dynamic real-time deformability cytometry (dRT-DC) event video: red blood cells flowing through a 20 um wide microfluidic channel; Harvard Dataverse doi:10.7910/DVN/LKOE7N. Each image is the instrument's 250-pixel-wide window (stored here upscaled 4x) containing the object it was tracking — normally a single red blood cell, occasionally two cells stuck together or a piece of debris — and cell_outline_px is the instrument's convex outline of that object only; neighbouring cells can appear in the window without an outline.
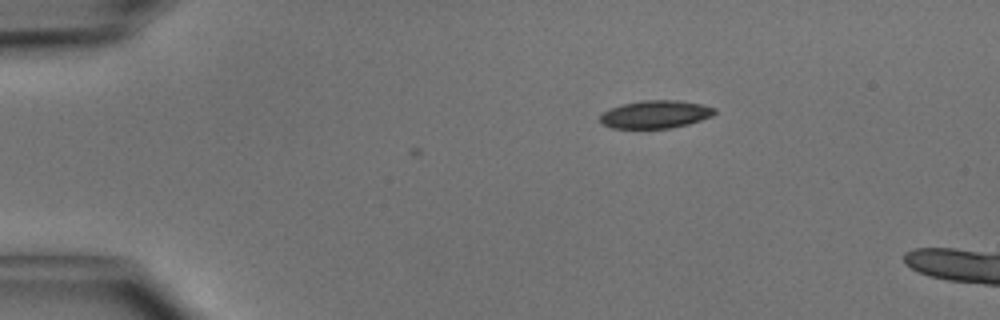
{"species": "common noctule bat (a hibernating species)", "species_latin": "Nyctalus noctula", "temperature_condition": "cold", "stored_images_in_passage": 8, "camera_frame_rate_fps": 3000, "um_per_image_px": 0.085, "animal": {"sex": "male", "body_mass_g": 15.6}, "frame": {"image": 1, "passage_image": 8, "time_ms": 2.333, "image_size_px": [1000, 320], "cell_outline_px": [[716, 112], [712, 116], [688, 124], [672, 128], [612, 128], [604, 124], [600, 120], [600, 116], [604, 112], [612, 108], [624, 104], [644, 100], [680, 100], [704, 104], [716, 108]], "centroid_in_image_um": [55.78, 9.71], "position_along_channel_um": 29.2, "area_um2": 18.5}}